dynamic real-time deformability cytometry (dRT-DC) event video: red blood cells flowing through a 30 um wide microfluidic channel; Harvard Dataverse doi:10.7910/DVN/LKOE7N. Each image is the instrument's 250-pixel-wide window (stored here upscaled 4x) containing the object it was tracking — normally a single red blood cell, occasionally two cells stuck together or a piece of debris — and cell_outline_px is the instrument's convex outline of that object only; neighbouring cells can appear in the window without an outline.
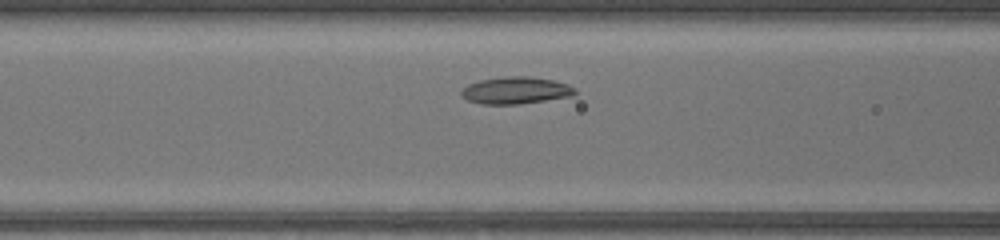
{"species": "common noctule bat (a hibernating species)", "species_latin": "Nyctalus noctula", "temperature_condition": "warm", "stored_images_in_passage": 33, "camera_frame_rate_fps": 3000, "um_per_image_px": 0.085, "animal": {"sex": "female", "body_mass_g": 17.0, "forearm_length_mm": 48.0}, "frame": {"image": 1, "passage_image": 8, "time_ms": 2.333, "image_size_px": [1000, 240], "cell_outline_px": [[576, 92], [572, 96], [520, 104], [480, 104], [468, 100], [460, 92], [468, 84], [480, 80], [508, 76], [532, 76], [552, 80], [568, 84], [576, 88]], "centroid_in_image_um": [43.87, 7.68], "position_along_channel_um": 122.7, "area_um2": 17.86}}
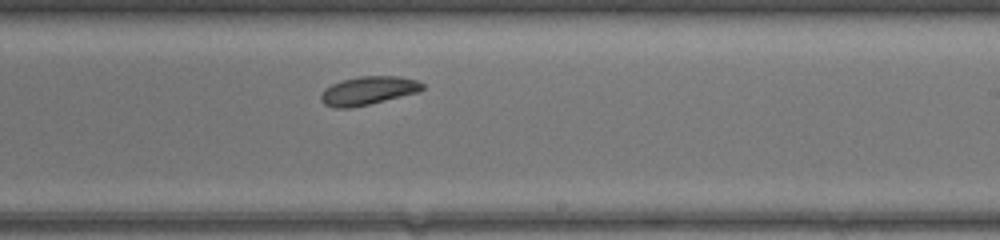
{"frame": {"image": 2, "passage_image": 18, "time_ms": 5.667, "image_size_px": [1000, 240], "cell_outline_px": [[424, 88], [420, 92], [352, 108], [332, 108], [324, 104], [320, 100], [320, 96], [324, 88], [332, 84], [344, 80], [360, 76], [400, 76], [416, 80], [424, 84]], "centroid_in_image_um": [31.29, 7.71], "position_along_channel_um": 257.7, "area_um2": 16.94}}
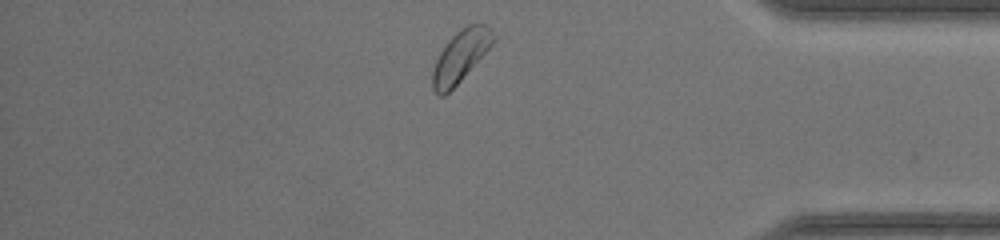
{"frame": {"image": 3, "passage_image": 30, "time_ms": 9.667, "image_size_px": [1000, 240], "cell_outline_px": [[496, 40], [460, 80], [444, 96], [440, 96], [432, 88], [432, 72], [436, 60], [440, 52], [448, 40], [460, 28], [468, 24], [484, 24], [492, 28], [496, 36]], "centroid_in_image_um": [39.16, 4.73], "position_along_channel_um": 396.0, "area_um2": 18.03}, "authors_computed_cell_mechanics": {"area_um2": 17.2822, "velocity_mm_per_s": 4.0719, "shape_relaxation_time_tau1_ms": 4.4398, "shape_relaxation_time_tau2_ms": null, "deformation_change_tau1": 0.0742, "deformation_change_tau2": null}}